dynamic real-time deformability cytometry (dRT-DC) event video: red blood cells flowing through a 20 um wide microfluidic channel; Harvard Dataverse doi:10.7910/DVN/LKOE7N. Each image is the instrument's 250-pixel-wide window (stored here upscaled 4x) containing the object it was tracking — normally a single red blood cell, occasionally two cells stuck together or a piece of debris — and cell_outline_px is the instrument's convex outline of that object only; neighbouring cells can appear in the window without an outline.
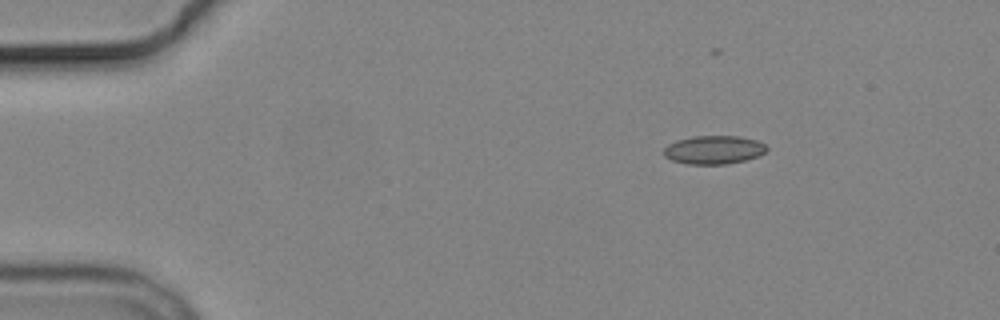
{"species": "common noctule bat (a hibernating species)", "species_latin": "Nyctalus noctula", "temperature_condition": "cold", "stored_images_in_passage": 6, "camera_frame_rate_fps": 3000, "um_per_image_px": 0.085, "animal": {"sex": "male", "body_mass_g": 19.2, "forearm_length_mm": 51.8}, "frame": {"image": 1, "passage_image": 1, "time_ms": 0.0, "image_size_px": [1000, 320], "cell_outline_px": [[768, 148], [760, 156], [728, 164], [688, 164], [672, 160], [664, 156], [664, 148], [668, 144], [676, 140], [692, 136], [740, 136], [756, 140], [764, 144]], "centroid_in_image_um": [60.67, 12.73], "position_along_channel_um": 24.3, "area_um2": 17.11}}
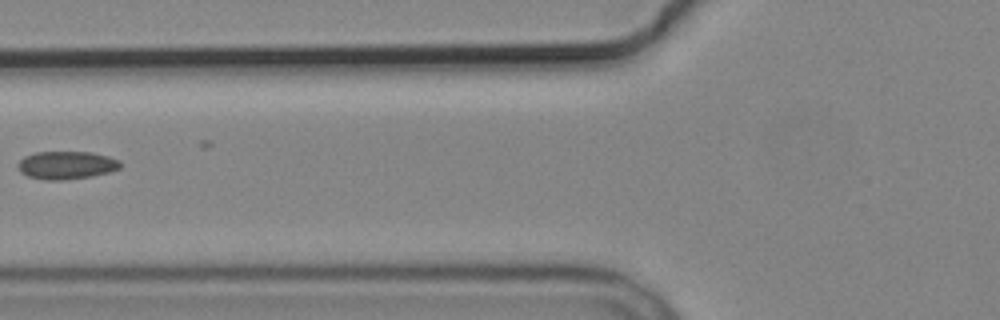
{"frame": {"image": 2, "passage_image": 5, "time_ms": 4.667, "image_size_px": [1000, 320], "cell_outline_px": [[120, 168], [108, 172], [92, 176], [64, 180], [44, 180], [28, 176], [20, 172], [16, 168], [16, 164], [24, 156], [36, 152], [92, 152], [108, 156], [120, 160]], "centroid_in_image_um": [5.61, 14.04], "position_along_channel_um": 120.2, "area_um2": 16.82}}
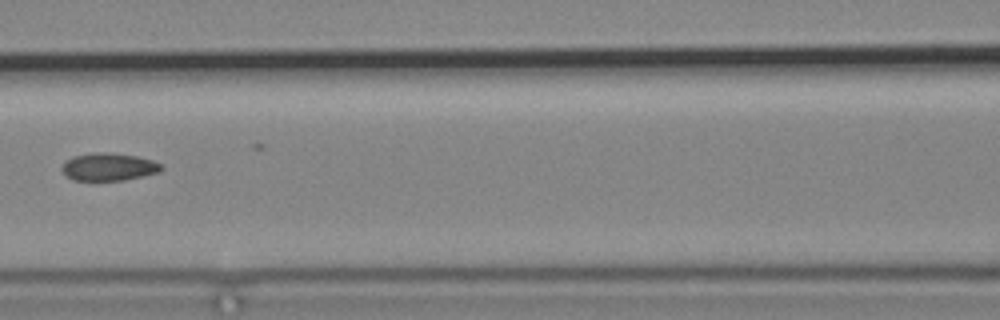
{"frame": {"image": 3, "passage_image": 6, "time_ms": 5.667, "image_size_px": [1000, 320], "cell_outline_px": [[164, 168], [160, 172], [124, 180], [72, 180], [60, 168], [64, 160], [72, 156], [92, 152], [108, 152], [136, 156], [152, 160], [164, 164]], "centroid_in_image_um": [9.24, 14.17], "position_along_channel_um": 157.4, "area_um2": 16.24}}